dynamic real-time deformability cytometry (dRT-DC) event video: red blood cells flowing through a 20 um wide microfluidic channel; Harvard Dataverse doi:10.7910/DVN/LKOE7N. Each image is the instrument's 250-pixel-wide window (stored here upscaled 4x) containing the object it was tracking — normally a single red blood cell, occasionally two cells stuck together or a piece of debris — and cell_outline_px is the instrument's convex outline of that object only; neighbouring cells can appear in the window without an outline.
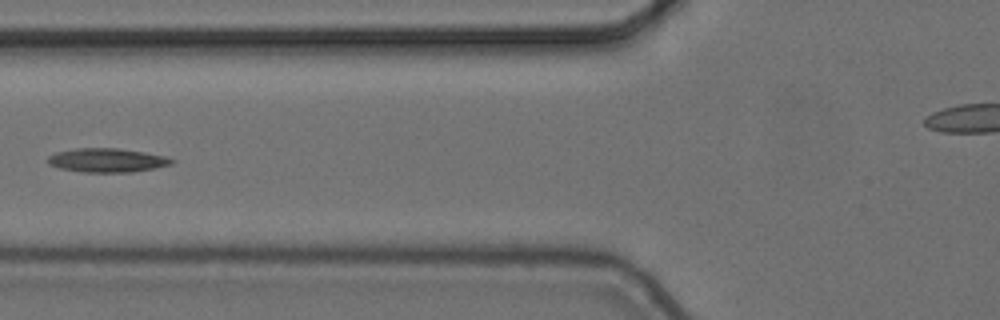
{"species": "common noctule bat (a hibernating species)", "species_latin": "Nyctalus noctula", "temperature_condition": "cold", "stored_images_in_passage": 4, "camera_frame_rate_fps": 3000, "um_per_image_px": 0.085, "animal": {"sex": "female", "body_mass_g": 24.6, "forearm_length_mm": 56.2}, "frame": {"image": 1, "passage_image": 4, "time_ms": 1.0, "image_size_px": [1000, 320], "cell_outline_px": [[176, 160], [172, 164], [132, 172], [80, 172], [60, 168], [48, 164], [48, 156], [56, 152], [76, 148], [120, 148], [168, 156]], "centroid_in_image_um": [9.11, 13.61], "position_along_channel_um": 116.7, "area_um2": 17.34}}